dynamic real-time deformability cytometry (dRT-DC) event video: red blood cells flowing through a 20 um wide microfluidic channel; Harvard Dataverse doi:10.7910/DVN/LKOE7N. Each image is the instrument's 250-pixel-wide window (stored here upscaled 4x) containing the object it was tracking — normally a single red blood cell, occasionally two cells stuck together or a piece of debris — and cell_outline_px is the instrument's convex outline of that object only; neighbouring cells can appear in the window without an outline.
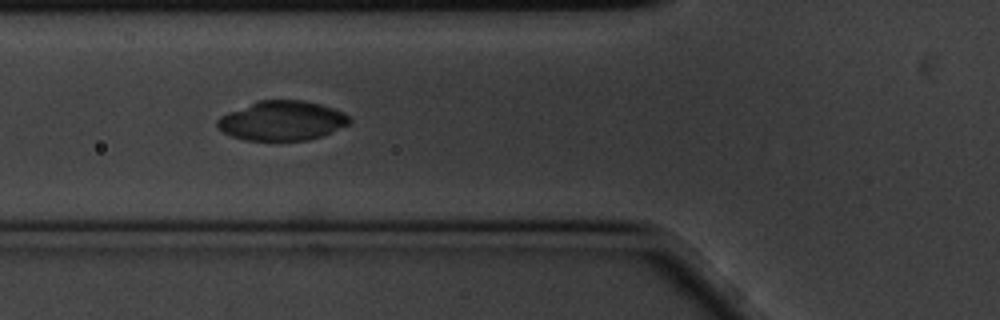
{"species": "common noctule bat (a hibernating species)", "species_latin": "Nyctalus noctula", "temperature_condition": "cold", "stored_images_in_passage": 35, "camera_frame_rate_fps": 3000, "um_per_image_px": 0.085, "animal": {"sex": "male", "body_mass_g": 20.1, "forearm_length_mm": 53.5}, "frame": {"image": 1, "passage_image": 6, "time_ms": 1.667, "image_size_px": [1000, 320], "cell_outline_px": [[352, 120], [348, 124], [320, 136], [308, 140], [244, 140], [232, 136], [224, 132], [216, 124], [216, 120], [220, 116], [228, 112], [260, 100], [304, 100], [320, 104], [344, 112]], "centroid_in_image_um": [23.96, 10.25], "position_along_channel_um": 101.8, "area_um2": 30.11}}
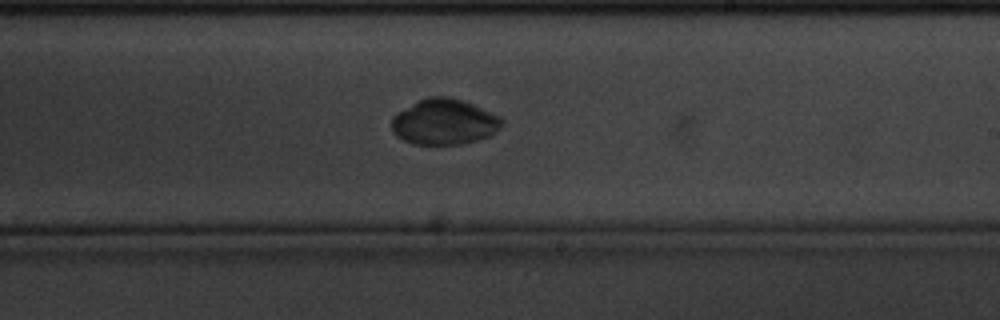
{"frame": {"image": 2, "passage_image": 19, "time_ms": 6.0, "image_size_px": [1000, 320], "cell_outline_px": [[504, 120], [488, 136], [476, 140], [460, 144], [412, 144], [396, 136], [392, 132], [392, 116], [396, 112], [428, 96], [448, 96], [472, 104], [500, 116]], "centroid_in_image_um": [37.69, 10.35], "position_along_channel_um": 251.3, "area_um2": 28.96}}
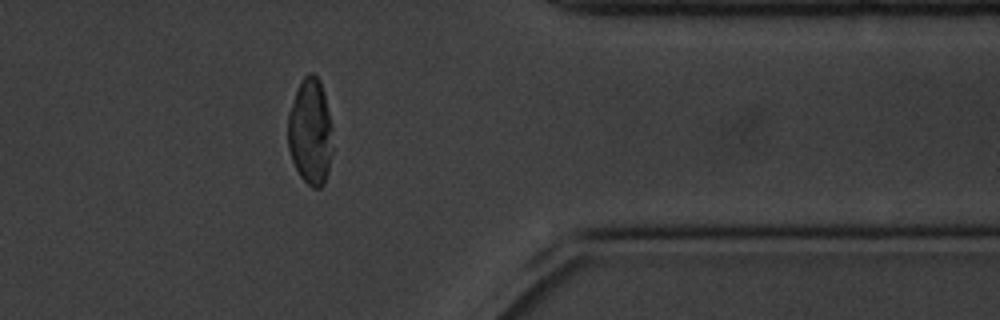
{"frame": {"image": 3, "passage_image": 32, "time_ms": 10.333, "image_size_px": [1000, 320], "cell_outline_px": [[332, 152], [328, 172], [324, 184], [320, 188], [312, 188], [300, 176], [292, 160], [288, 148], [288, 112], [300, 80], [308, 72], [312, 72], [320, 80], [324, 92], [332, 124]], "centroid_in_image_um": [26.38, 11.18], "position_along_channel_um": 385.0, "area_um2": 28.09}, "authors_computed_cell_mechanics": {"area_um2": 29.7092, "velocity_mm_per_s": 3.4347, "shape_relaxation_time_tau1_ms": 4.4876, "shape_relaxation_time_tau2_ms": 5.0043, "deformation_change_tau1": 0.1342, "deformation_change_tau2": 0.0232}}